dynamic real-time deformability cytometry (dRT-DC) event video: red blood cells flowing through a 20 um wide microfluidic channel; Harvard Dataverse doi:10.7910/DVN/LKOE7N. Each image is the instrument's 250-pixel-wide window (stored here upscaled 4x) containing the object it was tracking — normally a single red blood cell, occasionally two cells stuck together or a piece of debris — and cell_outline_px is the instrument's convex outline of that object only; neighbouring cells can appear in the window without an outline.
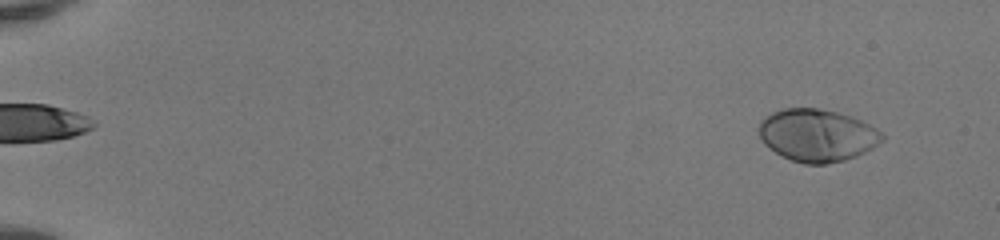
{"species": "human", "species_latin": "Homo sapiens", "temperature_condition": "room temperature", "stored_images_in_passage": 51, "camera_frame_rate_fps": 3000, "um_per_image_px": 0.085, "donor": {"sex": "female"}, "frame": {"image": 1, "passage_image": 4, "time_ms": 1.0, "image_size_px": [1000, 240], "cell_outline_px": [[884, 140], [872, 148], [856, 156], [844, 160], [824, 164], [804, 164], [792, 160], [768, 148], [760, 140], [760, 120], [764, 116], [772, 112], [784, 108], [820, 108], [852, 116], [884, 132]], "centroid_in_image_um": [69.46, 11.49], "position_along_channel_um": 15.5, "area_um2": 37.74}}
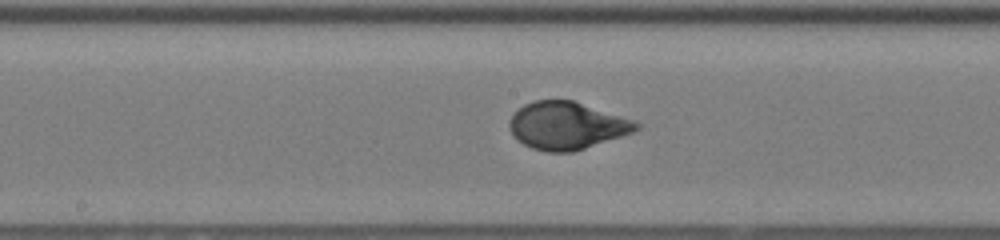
{"frame": {"image": 2, "passage_image": 29, "time_ms": 9.333, "image_size_px": [1000, 240], "cell_outline_px": [[640, 128], [632, 132], [572, 152], [548, 152], [532, 148], [516, 140], [508, 124], [508, 120], [524, 104], [536, 100], [572, 100], [632, 120], [640, 124]], "centroid_in_image_um": [48.13, 10.68], "position_along_channel_um": 200.1, "area_um2": 34.51}}
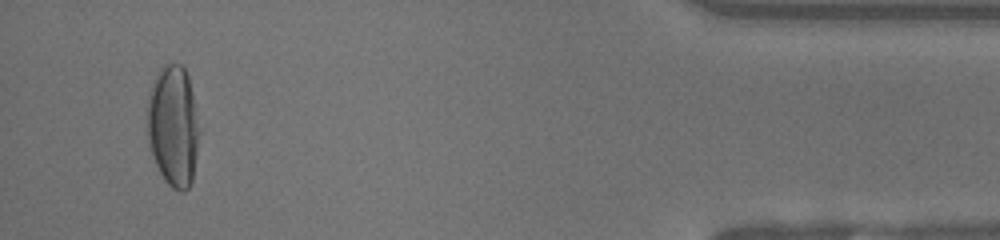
{"frame": {"image": 3, "passage_image": 49, "time_ms": 16.0, "image_size_px": [1000, 240], "cell_outline_px": [[200, 132], [192, 180], [188, 188], [184, 192], [180, 192], [172, 188], [164, 180], [152, 156], [148, 140], [148, 96], [152, 84], [160, 68], [164, 64], [180, 64], [184, 68], [188, 76]], "centroid_in_image_um": [14.72, 10.74], "position_along_channel_um": 420.5, "area_um2": 36.53}, "authors_computed_cell_mechanics": {"area_um2": 35.6626, "velocity_mm_per_s": 4.1539, "shape_relaxation_time_tau1_ms": 3.2773, "shape_relaxation_time_tau2_ms": null, "deformation_change_tau1": 0.2211, "deformation_change_tau2": null}}